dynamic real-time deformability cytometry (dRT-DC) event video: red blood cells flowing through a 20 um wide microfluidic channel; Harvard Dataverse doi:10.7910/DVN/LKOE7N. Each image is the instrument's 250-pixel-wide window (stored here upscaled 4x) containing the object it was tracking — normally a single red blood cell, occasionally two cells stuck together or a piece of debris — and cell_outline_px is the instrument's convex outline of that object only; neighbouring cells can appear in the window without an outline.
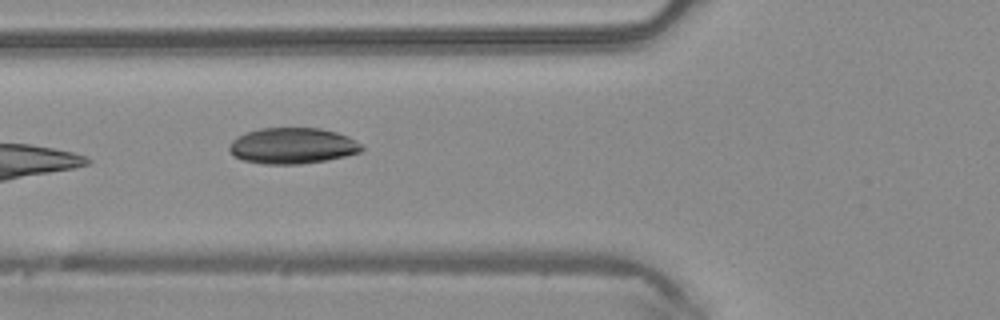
{"species": "common noctule bat (a hibernating species)", "species_latin": "Nyctalus noctula", "temperature_condition": "warm", "stored_images_in_passage": 6, "camera_frame_rate_fps": 3000, "um_per_image_px": 0.085, "animal": {"sex": "male", "body_mass_g": 20.4}, "frame": {"image": 1, "passage_image": 3, "time_ms": 0.667, "image_size_px": [1000, 320], "cell_outline_px": [[364, 148], [360, 152], [328, 160], [300, 164], [264, 164], [244, 160], [236, 156], [228, 148], [228, 144], [236, 136], [260, 128], [320, 128], [336, 132], [348, 136], [356, 140]], "centroid_in_image_um": [24.87, 12.39], "position_along_channel_um": 100.9, "area_um2": 27.74}}
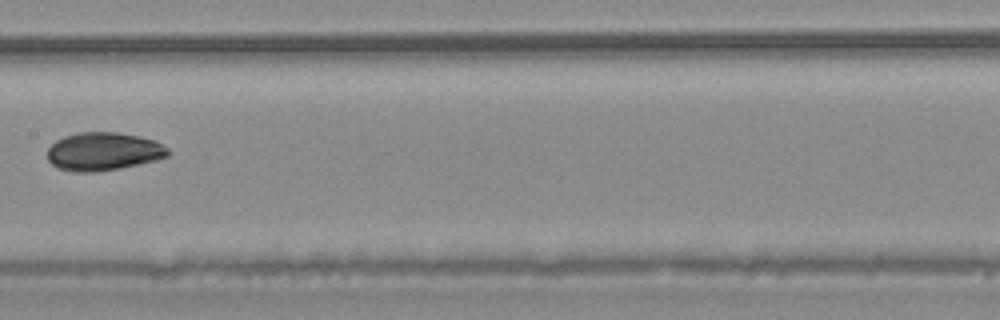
{"frame": {"image": 2, "passage_image": 5, "time_ms": 1.333, "image_size_px": [1000, 320], "cell_outline_px": [[168, 156], [156, 160], [120, 168], [96, 172], [72, 172], [56, 168], [48, 160], [48, 148], [56, 140], [64, 136], [80, 132], [116, 132], [140, 136], [156, 140], [168, 148]], "centroid_in_image_um": [8.78, 12.88], "position_along_channel_um": 198.6, "area_um2": 26.99}}
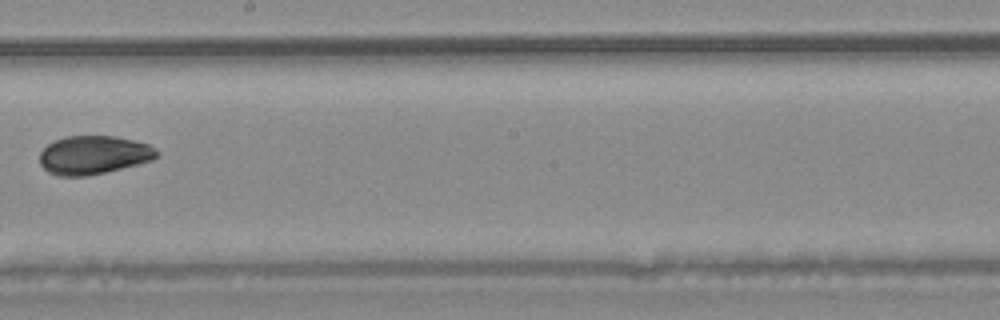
{"frame": {"image": 3, "passage_image": 6, "time_ms": 1.667, "image_size_px": [1000, 320], "cell_outline_px": [[160, 156], [152, 160], [88, 176], [56, 176], [48, 172], [40, 164], [40, 152], [48, 144], [64, 136], [116, 136], [148, 144], [156, 148], [160, 152]], "centroid_in_image_um": [7.96, 13.17], "position_along_channel_um": 240.2, "area_um2": 26.3}}